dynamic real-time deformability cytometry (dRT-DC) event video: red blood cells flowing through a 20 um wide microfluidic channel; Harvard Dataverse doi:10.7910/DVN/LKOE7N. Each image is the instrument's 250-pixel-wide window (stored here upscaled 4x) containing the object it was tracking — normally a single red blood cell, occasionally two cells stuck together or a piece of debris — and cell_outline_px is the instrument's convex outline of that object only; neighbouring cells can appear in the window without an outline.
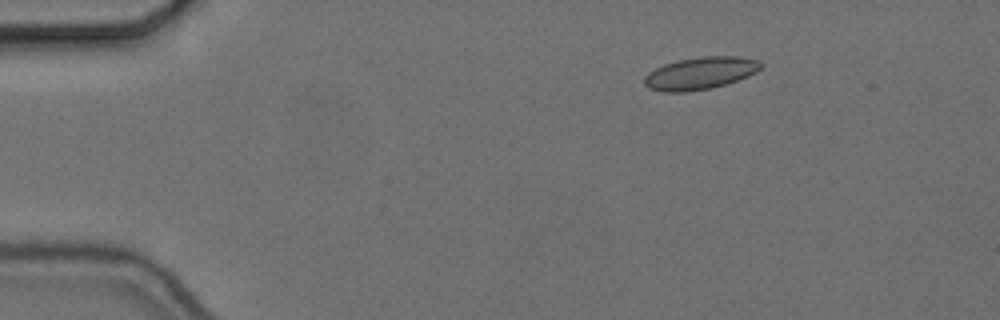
{"species": "common noctule bat (a hibernating species)", "species_latin": "Nyctalus noctula", "temperature_condition": "cold", "stored_images_in_passage": 48, "camera_frame_rate_fps": 3000, "um_per_image_px": 0.085, "animal": {"sex": "female", "body_mass_g": 24.6, "forearm_length_mm": 56.2}, "frame": {"image": 1, "passage_image": 1, "time_ms": 0.0, "image_size_px": [1000, 320], "cell_outline_px": [[764, 64], [756, 72], [748, 76], [712, 88], [688, 92], [664, 92], [648, 88], [644, 84], [644, 76], [648, 72], [664, 64], [680, 60], [700, 56], [740, 56], [756, 60]], "centroid_in_image_um": [59.5, 6.22], "position_along_channel_um": 25.5, "area_um2": 21.96}}
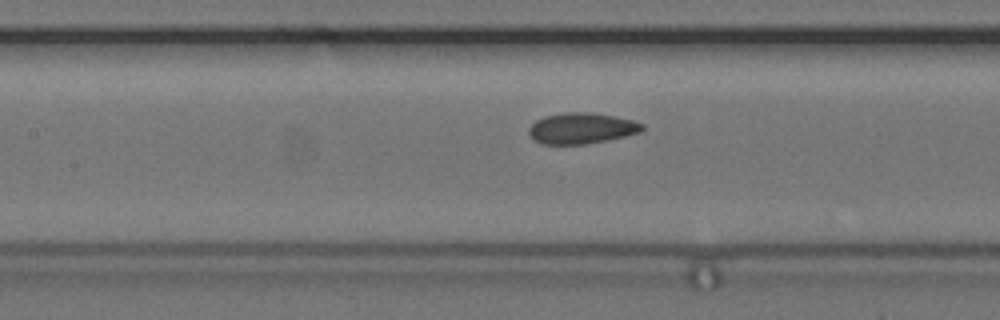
{"frame": {"image": 2, "passage_image": 18, "time_ms": 5.667, "image_size_px": [1000, 320], "cell_outline_px": [[644, 128], [640, 132], [608, 140], [584, 144], [540, 144], [532, 140], [528, 132], [528, 128], [536, 120], [544, 116], [564, 112], [588, 112], [612, 116], [632, 120], [644, 124]], "centroid_in_image_um": [49.38, 10.91], "position_along_channel_um": 158.0, "area_um2": 20.46}}
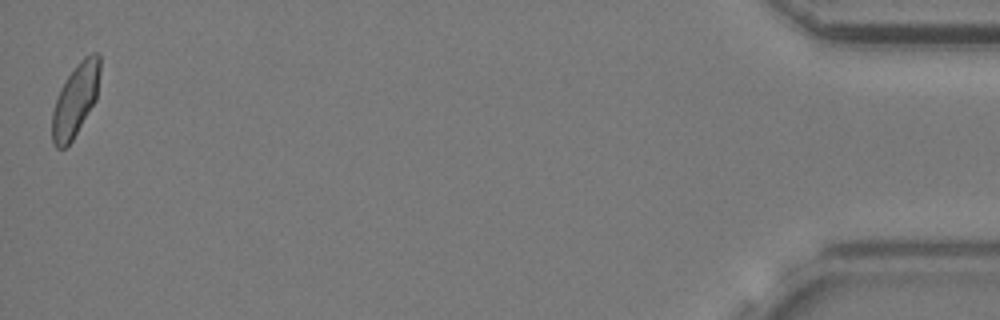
{"frame": {"image": 3, "passage_image": 48, "time_ms": 15.667, "image_size_px": [1000, 320], "cell_outline_px": [[100, 68], [96, 100], [72, 140], [64, 148], [56, 148], [52, 140], [52, 112], [60, 88], [76, 64], [84, 56], [92, 52], [96, 52], [100, 56]], "centroid_in_image_um": [6.41, 8.47], "position_along_channel_um": 428.8, "area_um2": 20.06}, "authors_computed_cell_mechanics": {"area_um2": 20.4034, "velocity_mm_per_s": 3.6457, "shape_relaxation_time_tau1_ms": 6.5924, "shape_relaxation_time_tau2_ms": 1.9196, "deformation_change_tau1": 0.1043, "deformation_change_tau2": 0.0565}}